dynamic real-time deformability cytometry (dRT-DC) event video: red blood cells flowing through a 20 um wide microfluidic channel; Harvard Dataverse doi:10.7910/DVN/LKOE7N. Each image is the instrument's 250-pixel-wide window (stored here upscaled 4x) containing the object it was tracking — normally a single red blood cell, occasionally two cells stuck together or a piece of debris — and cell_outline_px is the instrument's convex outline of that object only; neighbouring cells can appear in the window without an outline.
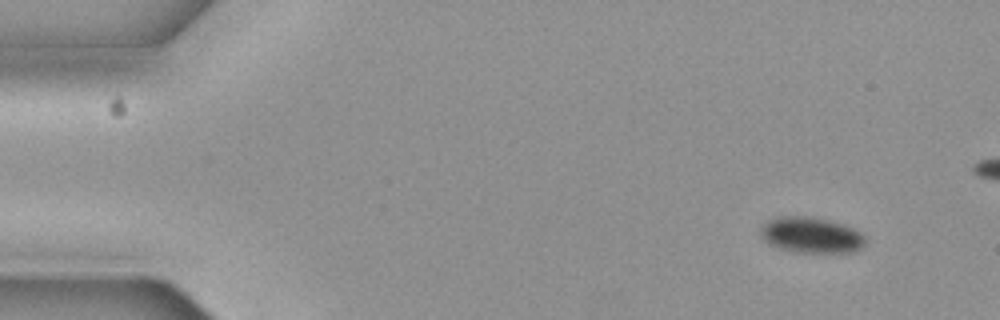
{"species": "common noctule bat (a hibernating species)", "species_latin": "Nyctalus noctula", "temperature_condition": "cold", "stored_images_in_passage": 5, "camera_frame_rate_fps": 3000, "um_per_image_px": 0.085, "animal": {"sex": "female", "body_mass_g": 19.3, "forearm_length_mm": 54.1}, "frame": {"image": 1, "passage_image": 1, "time_ms": 0.0, "image_size_px": [1000, 320], "cell_outline_px": [[864, 244], [860, 248], [852, 252], [792, 252], [780, 248], [764, 240], [760, 236], [760, 228], [768, 220], [776, 216], [808, 216], [828, 220], [852, 228], [860, 232], [864, 236]], "centroid_in_image_um": [68.9, 19.97], "position_along_channel_um": 16.1, "area_um2": 21.68}}